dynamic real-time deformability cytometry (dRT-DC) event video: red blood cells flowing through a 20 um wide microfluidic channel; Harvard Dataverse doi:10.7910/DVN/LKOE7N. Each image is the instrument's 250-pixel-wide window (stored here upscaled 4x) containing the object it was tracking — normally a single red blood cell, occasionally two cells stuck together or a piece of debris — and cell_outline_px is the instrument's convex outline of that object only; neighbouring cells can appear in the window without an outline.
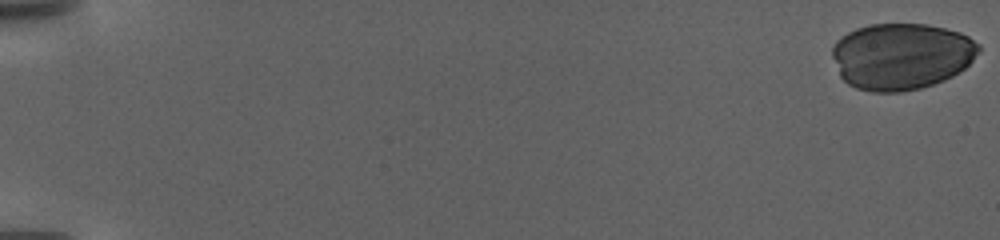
{"species": "human", "species_latin": "Homo sapiens", "temperature_condition": "warm", "stored_images_in_passage": 109, "camera_frame_rate_fps": 3000, "um_per_image_px": 0.085, "donor": {"sex": "female"}, "frame": {"image": 1, "passage_image": 1, "time_ms": 0.0, "image_size_px": [1000, 240], "cell_outline_px": [[980, 52], [964, 68], [952, 76], [944, 80], [920, 88], [900, 92], [872, 92], [856, 88], [848, 84], [840, 76], [832, 56], [832, 48], [836, 40], [840, 36], [856, 28], [868, 24], [924, 24], [944, 28], [960, 32], [968, 36], [980, 44]], "centroid_in_image_um": [76.6, 4.77], "position_along_channel_um": 8.4, "area_um2": 56.99}}
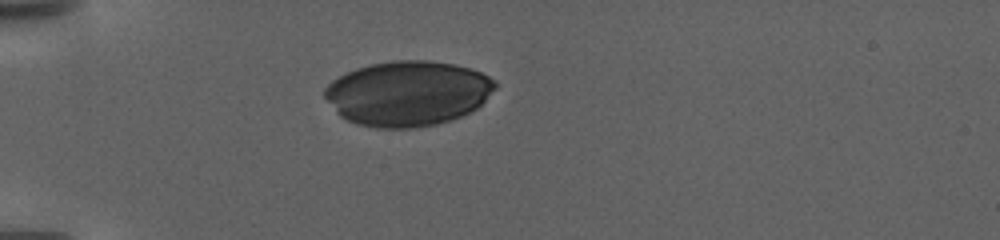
{"frame": {"image": 2, "passage_image": 40, "time_ms": 13.0, "image_size_px": [1000, 240], "cell_outline_px": [[496, 88], [476, 108], [460, 116], [436, 124], [412, 128], [376, 128], [356, 124], [340, 116], [336, 112], [324, 96], [324, 88], [332, 80], [356, 68], [372, 64], [392, 60], [428, 60], [456, 64], [472, 68], [496, 80]], "centroid_in_image_um": [34.65, 7.93], "position_along_channel_um": 50.4, "area_um2": 64.56}}
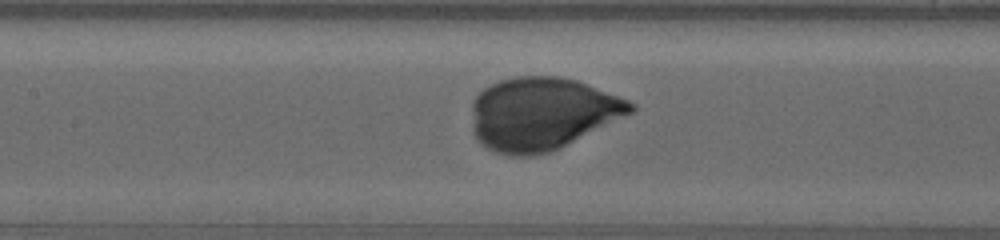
{"frame": {"image": 3, "passage_image": 65, "time_ms": 21.333, "image_size_px": [1000, 240], "cell_outline_px": [[636, 108], [632, 112], [560, 148], [548, 152], [532, 156], [508, 156], [496, 152], [480, 144], [476, 140], [472, 128], [472, 104], [476, 96], [484, 88], [500, 80], [516, 76], [560, 76], [576, 80], [628, 100], [636, 104]], "centroid_in_image_um": [46.02, 9.67], "position_along_channel_um": 161.4, "area_um2": 67.28}}